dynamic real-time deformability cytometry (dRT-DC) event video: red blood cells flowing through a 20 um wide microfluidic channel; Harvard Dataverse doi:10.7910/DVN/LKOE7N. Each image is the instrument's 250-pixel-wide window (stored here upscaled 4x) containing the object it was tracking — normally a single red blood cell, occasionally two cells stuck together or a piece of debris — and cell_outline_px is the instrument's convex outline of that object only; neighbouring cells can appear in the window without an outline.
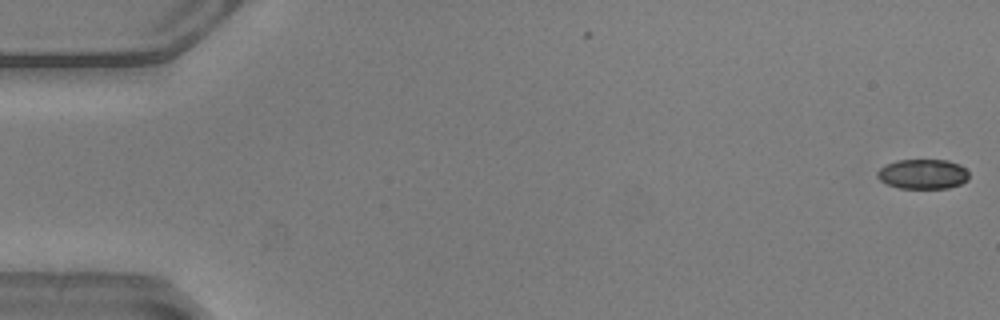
{"species": "common noctule bat (a hibernating species)", "species_latin": "Nyctalus noctula", "temperature_condition": "warm", "stored_images_in_passage": 53, "camera_frame_rate_fps": 3000, "um_per_image_px": 0.085, "animal": {"sex": "male", "body_mass_g": 20.5, "forearm_length_mm": 52.5}, "frame": {"image": 1, "passage_image": 1, "time_ms": 0.0, "image_size_px": [1000, 320], "cell_outline_px": [[968, 180], [960, 184], [948, 188], [900, 188], [888, 184], [880, 180], [876, 176], [876, 172], [880, 168], [896, 160], [948, 160], [960, 164], [968, 172]], "centroid_in_image_um": [78.45, 14.79], "position_along_channel_um": 6.6, "area_um2": 15.9}}
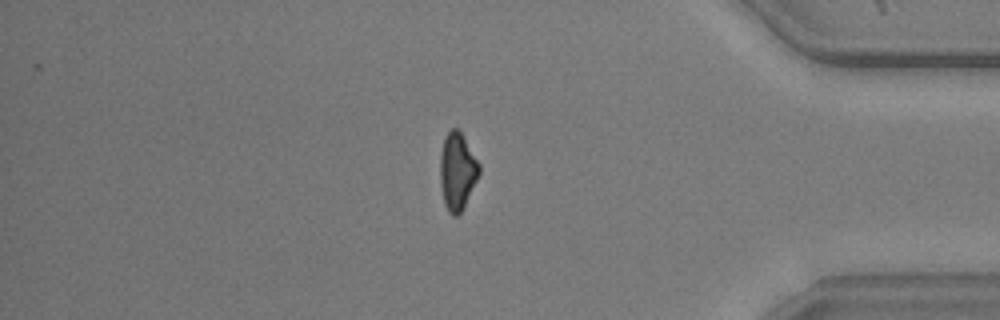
{"frame": {"image": 2, "passage_image": 45, "time_ms": 14.667, "image_size_px": [1000, 320], "cell_outline_px": [[480, 172], [464, 208], [456, 216], [452, 216], [448, 212], [444, 204], [440, 184], [440, 152], [444, 136], [452, 128], [456, 128], [460, 132], [480, 164]], "centroid_in_image_um": [38.85, 14.58], "position_along_channel_um": 396.3, "area_um2": 17.63}}
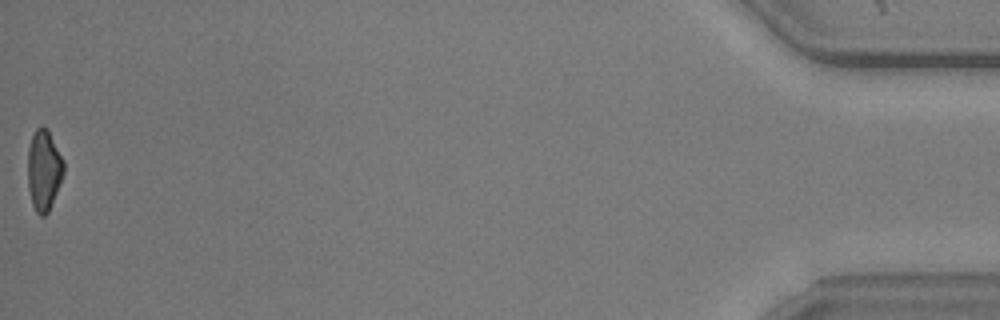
{"frame": {"image": 3, "passage_image": 53, "time_ms": 17.333, "image_size_px": [1000, 320], "cell_outline_px": [[64, 172], [48, 212], [44, 216], [40, 216], [36, 212], [32, 204], [28, 188], [28, 148], [32, 136], [36, 128], [44, 124], [48, 128], [64, 160]], "centroid_in_image_um": [3.72, 14.41], "position_along_channel_um": 431.5, "area_um2": 16.99}, "authors_computed_cell_mechanics": {"area_um2": 17.7446, "velocity_mm_per_s": 3.9002, "shape_relaxation_time_tau1_ms": 3.3804, "shape_relaxation_time_tau2_ms": 5.1433, "deformation_change_tau1": 0.1656, "deformation_change_tau2": 0.1016}}